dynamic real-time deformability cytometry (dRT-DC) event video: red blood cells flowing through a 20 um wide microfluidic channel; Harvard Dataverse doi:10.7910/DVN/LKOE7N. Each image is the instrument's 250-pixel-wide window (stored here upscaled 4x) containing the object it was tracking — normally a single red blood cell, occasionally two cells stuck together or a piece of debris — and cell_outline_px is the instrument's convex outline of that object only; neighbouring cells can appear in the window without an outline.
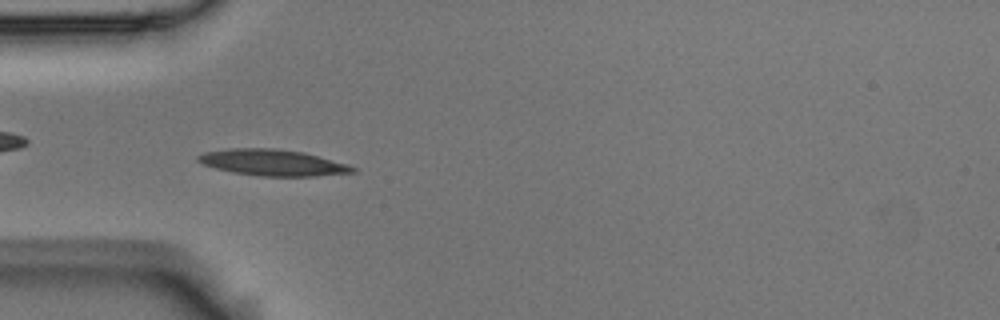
{"species": "Egyptian fruit bat (a non-hibernating species)", "species_latin": "Rousettus aegyptiacus", "temperature_condition": "room temperature", "stored_images_in_passage": 49, "camera_frame_rate_fps": 3000, "um_per_image_px": 0.085, "animal": {"sex": "male"}, "frame": {"image": 1, "passage_image": 11, "time_ms": 3.333, "image_size_px": [1000, 320], "cell_outline_px": [[356, 172], [316, 176], [260, 176], [232, 172], [216, 168], [204, 164], [196, 160], [196, 156], [204, 152], [228, 148], [276, 148], [304, 152], [348, 164], [356, 168]], "centroid_in_image_um": [23.17, 13.81], "position_along_channel_um": 61.8, "area_um2": 23.7}}
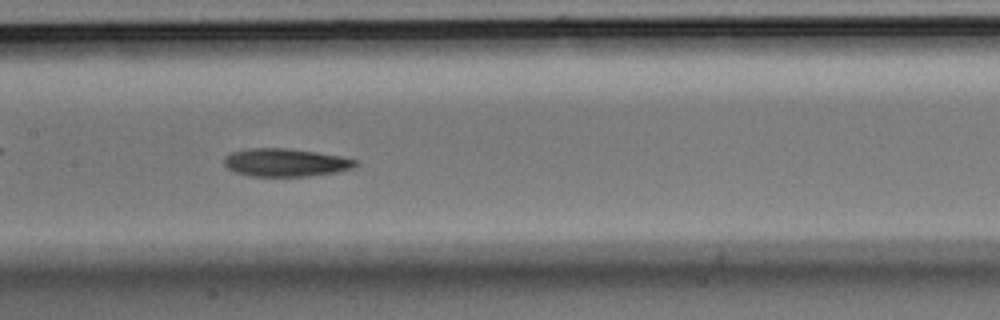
{"frame": {"image": 2, "passage_image": 21, "time_ms": 6.667, "image_size_px": [1000, 320], "cell_outline_px": [[360, 164], [352, 168], [336, 172], [308, 176], [248, 176], [236, 172], [228, 168], [224, 164], [224, 156], [232, 152], [248, 148], [284, 148], [316, 152], [340, 156], [360, 160]], "centroid_in_image_um": [24.29, 13.81], "position_along_channel_um": 183.1, "area_um2": 21.5}}
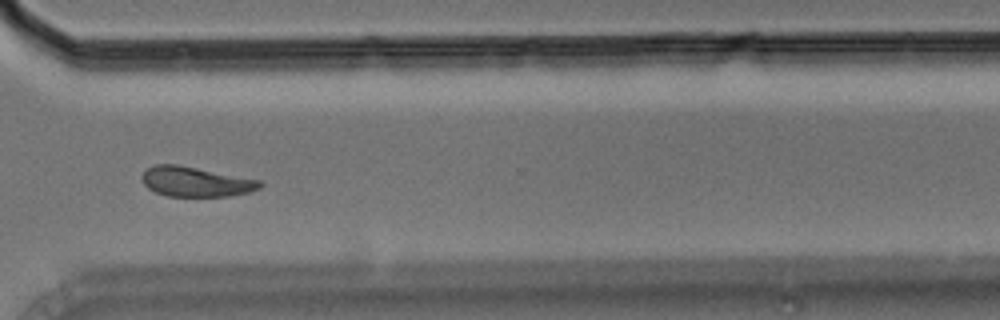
{"frame": {"image": 3, "passage_image": 35, "time_ms": 11.333, "image_size_px": [1000, 320], "cell_outline_px": [[264, 184], [260, 188], [248, 192], [228, 196], [168, 196], [156, 192], [148, 188], [144, 184], [140, 176], [148, 168], [156, 164], [176, 164], [260, 180]], "centroid_in_image_um": [16.62, 15.44], "position_along_channel_um": 354.0, "area_um2": 20.35}, "authors_computed_cell_mechanics": {"area_um2": 21.2126, "velocity_mm_per_s": 3.6661, "shape_relaxation_time_tau1_ms": 3.9441, "shape_relaxation_time_tau2_ms": 8.8698, "deformation_change_tau1": 0.142, "deformation_change_tau2": 0.1344}}